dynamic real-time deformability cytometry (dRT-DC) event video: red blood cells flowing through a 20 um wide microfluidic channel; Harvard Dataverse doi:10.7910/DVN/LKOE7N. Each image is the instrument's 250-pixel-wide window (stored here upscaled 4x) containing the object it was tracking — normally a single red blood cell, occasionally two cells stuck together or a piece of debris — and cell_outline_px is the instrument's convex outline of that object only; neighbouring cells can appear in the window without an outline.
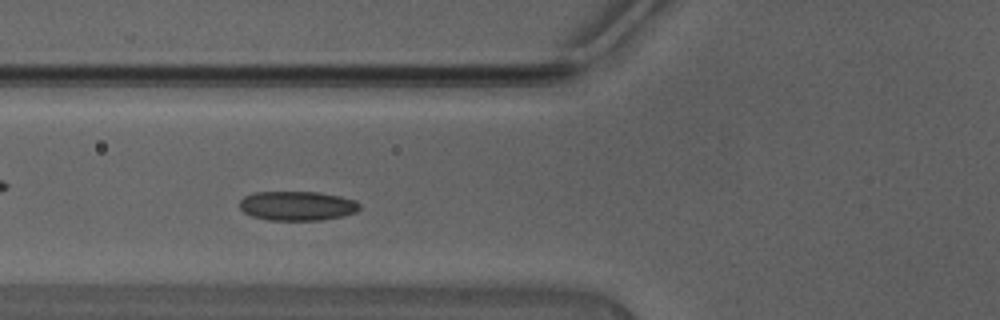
{"species": "Egyptian fruit bat (a non-hibernating species)", "species_latin": "Rousettus aegyptiacus", "temperature_condition": "warm", "stored_images_in_passage": 40, "camera_frame_rate_fps": 3000, "um_per_image_px": 0.085, "animal": {"sex": "male"}, "frame": {"image": 1, "passage_image": 11, "time_ms": 3.333, "image_size_px": [1000, 320], "cell_outline_px": [[360, 208], [352, 212], [340, 216], [312, 220], [276, 220], [256, 216], [244, 212], [240, 208], [240, 200], [256, 192], [312, 192], [336, 196], [352, 200]], "centroid_in_image_um": [25.19, 17.49], "position_along_channel_um": 100.6, "area_um2": 19.48}}
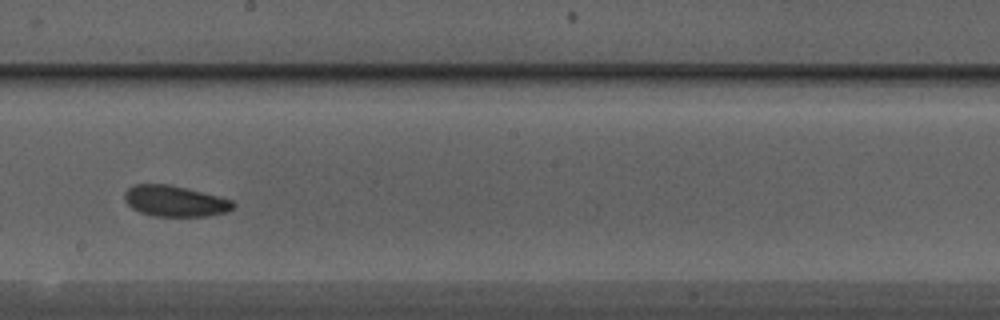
{"frame": {"image": 2, "passage_image": 20, "time_ms": 6.333, "image_size_px": [1000, 320], "cell_outline_px": [[232, 208], [224, 212], [200, 216], [160, 216], [144, 212], [128, 204], [128, 188], [136, 184], [164, 184], [232, 200]], "centroid_in_image_um": [14.88, 17.09], "position_along_channel_um": 233.3, "area_um2": 18.15}}
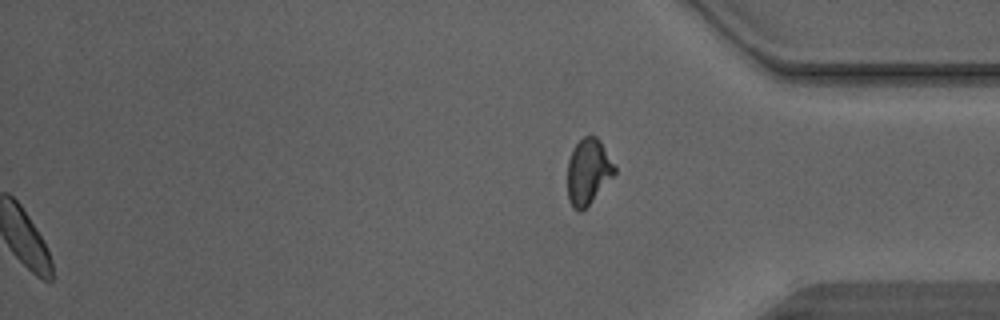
{"frame": {"image": 3, "passage_image": 40, "time_ms": 13.0, "image_size_px": [1000, 320], "cell_outline_px": [[616, 172], [588, 204], [580, 212], [572, 204], [568, 196], [568, 164], [572, 152], [576, 144], [584, 136], [596, 136], [616, 168]], "centroid_in_image_um": [49.99, 14.56], "position_along_channel_um": 385.2, "area_um2": 17.17}, "authors_computed_cell_mechanics": {"area_um2": 18.1203, "velocity_mm_per_s": 4.4257, "shape_relaxation_time_tau1_ms": 7.2484, "shape_relaxation_time_tau2_ms": 3.5869, "deformation_change_tau1": 0.0986, "deformation_change_tau2": 0.0801}}